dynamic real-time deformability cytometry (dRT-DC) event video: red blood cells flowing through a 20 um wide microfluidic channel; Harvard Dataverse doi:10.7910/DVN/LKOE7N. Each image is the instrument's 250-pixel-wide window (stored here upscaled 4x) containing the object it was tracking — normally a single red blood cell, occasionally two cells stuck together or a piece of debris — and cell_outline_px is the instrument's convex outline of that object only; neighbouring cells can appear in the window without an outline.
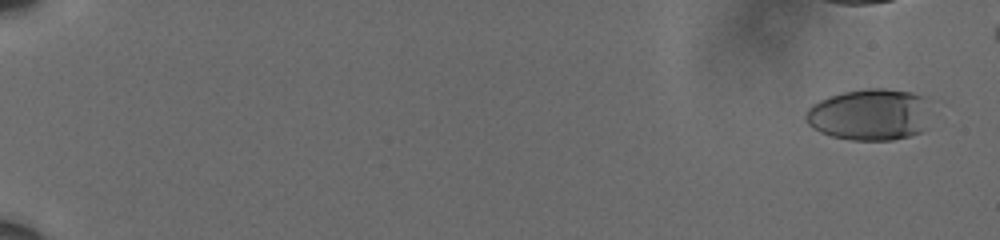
{"species": "human", "species_latin": "Homo sapiens", "temperature_condition": "cold", "stored_images_in_passage": 23, "camera_frame_rate_fps": 3000, "um_per_image_px": 0.085, "donor": {"sex": "male"}, "frame": {"image": 1, "passage_image": 4, "time_ms": 1.0, "image_size_px": [1000, 240], "cell_outline_px": [[928, 100], [920, 132], [908, 136], [892, 140], [852, 140], [832, 136], [820, 132], [812, 128], [808, 124], [804, 116], [808, 108], [812, 104], [820, 100], [844, 92], [864, 88], [884, 88], [912, 92], [924, 96]], "centroid_in_image_um": [73.85, 9.73], "position_along_channel_um": 11.1, "area_um2": 37.17}}